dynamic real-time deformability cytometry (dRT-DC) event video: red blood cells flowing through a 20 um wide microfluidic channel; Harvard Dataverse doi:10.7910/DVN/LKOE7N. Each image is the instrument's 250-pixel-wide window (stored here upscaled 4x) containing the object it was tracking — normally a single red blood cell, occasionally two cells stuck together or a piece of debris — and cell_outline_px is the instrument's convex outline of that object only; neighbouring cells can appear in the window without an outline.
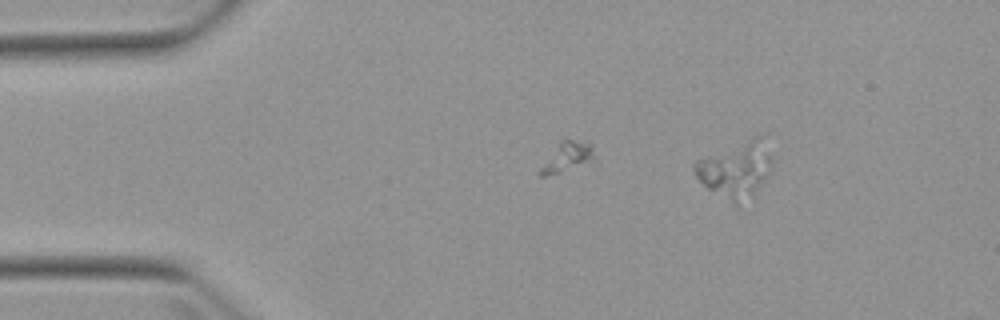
{"species": "Egyptian fruit bat (a non-hibernating species)", "species_latin": "Rousettus aegyptiacus", "temperature_condition": "warm", "stored_images_in_passage": 4, "segment_of_instrument_passage": [1, 2], "camera_frame_rate_fps": 3000, "um_per_image_px": 0.085, "animal": {"sex": "female"}, "frame": {"image": 1, "passage_image": 2, "time_ms": 1.0, "image_size_px": [1000, 320], "cell_outline_px": [[596, 168], [544, 176], [540, 176], [536, 172], [560, 140], [588, 140], [592, 144], [596, 156]], "centroid_in_image_um": [48.37, 13.44], "position_along_channel_um": 36.6, "area_um2": 10.92}}